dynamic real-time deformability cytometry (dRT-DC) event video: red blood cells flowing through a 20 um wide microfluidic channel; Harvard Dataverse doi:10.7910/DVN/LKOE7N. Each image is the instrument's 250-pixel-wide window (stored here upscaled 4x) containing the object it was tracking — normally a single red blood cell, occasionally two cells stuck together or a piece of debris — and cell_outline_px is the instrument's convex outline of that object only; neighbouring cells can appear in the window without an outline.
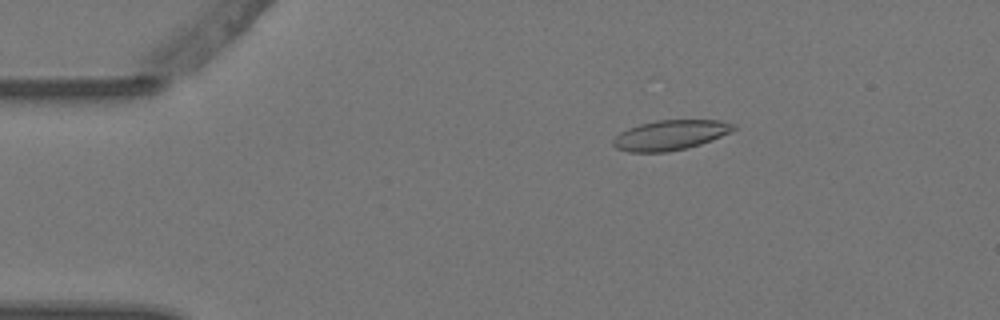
{"species": "Egyptian fruit bat (a non-hibernating species)", "species_latin": "Rousettus aegyptiacus", "temperature_condition": "warm", "stored_images_in_passage": 9, "camera_frame_rate_fps": 3000, "um_per_image_px": 0.085, "animal": {"sex": "female"}, "frame": {"image": 1, "passage_image": 3, "time_ms": 0.667, "image_size_px": [1000, 320], "cell_outline_px": [[736, 128], [732, 132], [712, 140], [700, 144], [668, 152], [628, 152], [616, 148], [612, 144], [612, 140], [620, 132], [628, 128], [640, 124], [656, 120], [720, 120], [736, 124]], "centroid_in_image_um": [56.98, 11.48], "position_along_channel_um": 28.0, "area_um2": 21.1}}
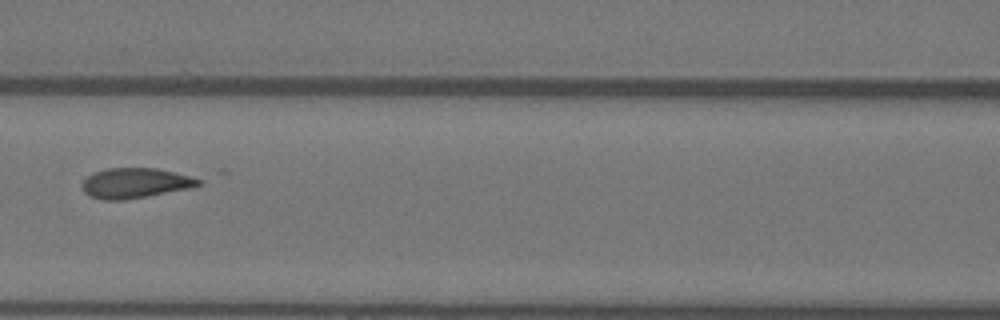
{"frame": {"image": 2, "passage_image": 7, "time_ms": 2.0, "image_size_px": [1000, 320], "cell_outline_px": [[204, 184], [196, 188], [124, 200], [100, 200], [88, 196], [84, 192], [80, 184], [92, 172], [104, 168], [156, 168], [204, 180]], "centroid_in_image_um": [11.5, 15.57], "position_along_channel_um": 155.1, "area_um2": 20.92}}
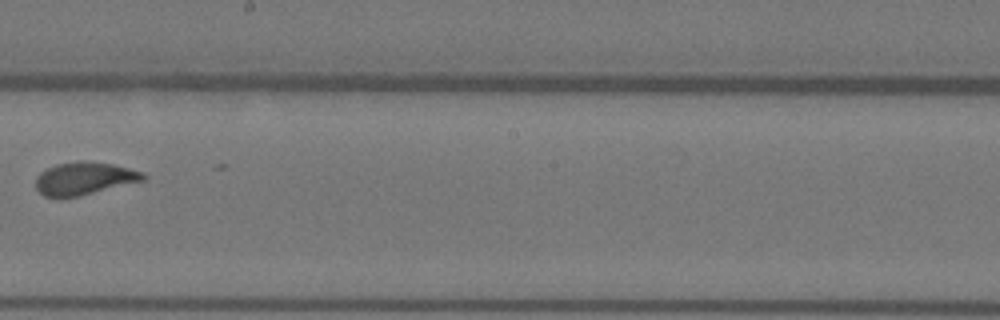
{"frame": {"image": 3, "passage_image": 9, "time_ms": 2.667, "image_size_px": [1000, 320], "cell_outline_px": [[148, 176], [144, 180], [80, 196], [44, 196], [36, 188], [36, 176], [40, 172], [56, 164], [76, 160], [84, 160], [112, 164], [144, 172]], "centroid_in_image_um": [7.18, 15.14], "position_along_channel_um": 241.0, "area_um2": 20.4}}